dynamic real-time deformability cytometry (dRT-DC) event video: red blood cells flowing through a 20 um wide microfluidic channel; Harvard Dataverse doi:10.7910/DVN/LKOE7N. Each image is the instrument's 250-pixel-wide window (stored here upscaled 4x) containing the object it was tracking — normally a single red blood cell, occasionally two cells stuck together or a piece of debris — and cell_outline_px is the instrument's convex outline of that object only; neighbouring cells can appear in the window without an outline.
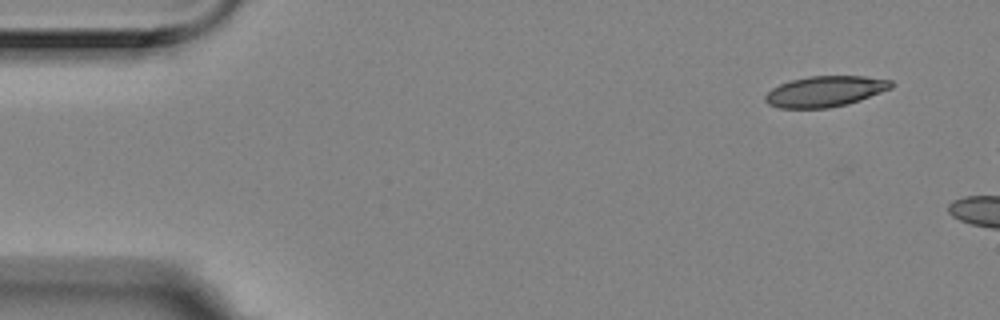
{"species": "Egyptian fruit bat (a non-hibernating species)", "species_latin": "Rousettus aegyptiacus", "temperature_condition": "room temperature", "stored_images_in_passage": 2, "camera_frame_rate_fps": 3000, "um_per_image_px": 0.085, "animal": {"sex": "female"}, "frame": {"image": 1, "passage_image": 1, "time_ms": 0.0, "image_size_px": [1000, 320], "cell_outline_px": [[896, 84], [892, 88], [860, 100], [848, 104], [828, 108], [780, 108], [768, 104], [764, 100], [764, 96], [772, 88], [780, 84], [792, 80], [808, 76], [864, 76], [892, 80]], "centroid_in_image_um": [70.16, 7.76], "position_along_channel_um": 14.8, "area_um2": 22.66}}